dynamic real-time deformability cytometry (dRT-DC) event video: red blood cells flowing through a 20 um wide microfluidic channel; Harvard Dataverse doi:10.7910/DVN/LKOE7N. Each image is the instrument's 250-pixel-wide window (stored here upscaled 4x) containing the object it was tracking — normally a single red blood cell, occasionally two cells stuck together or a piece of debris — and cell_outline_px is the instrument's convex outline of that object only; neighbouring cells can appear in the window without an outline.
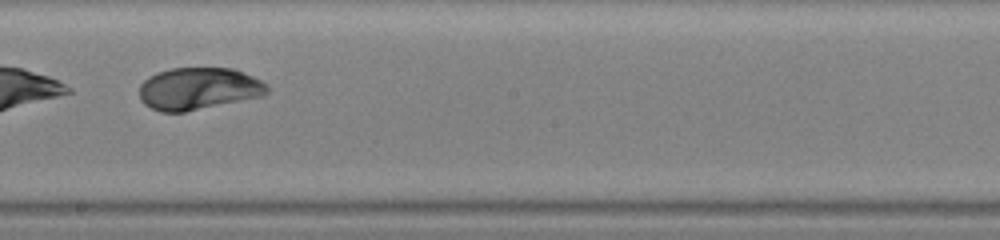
{"species": "human", "species_latin": "Homo sapiens", "temperature_condition": "warm", "stored_images_in_passage": 44, "segment_of_instrument_passage": [2, 2], "camera_frame_rate_fps": 3000, "um_per_image_px": 0.085, "donor": {"sex": "male"}, "frame": {"image": 1, "passage_image": 25, "time_ms": 8.0, "image_size_px": [1000, 240], "cell_outline_px": [[268, 92], [260, 96], [184, 112], [160, 112], [144, 104], [140, 100], [140, 84], [144, 80], [156, 72], [172, 68], [232, 68], [244, 72], [260, 80], [268, 88]], "centroid_in_image_um": [16.83, 7.53], "position_along_channel_um": 231.4, "area_um2": 31.15}}
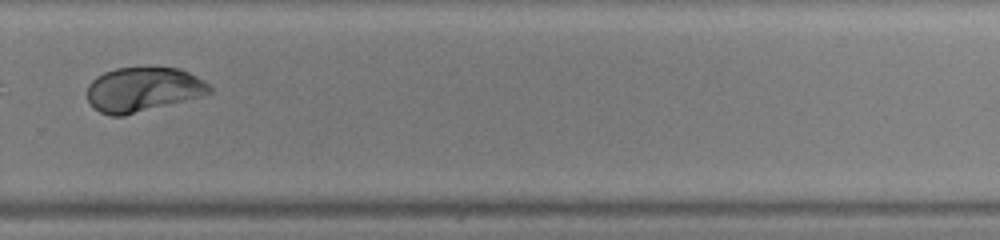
{"frame": {"image": 2, "passage_image": 31, "time_ms": 10.0, "image_size_px": [1000, 240], "cell_outline_px": [[212, 92], [200, 96], [124, 116], [112, 116], [100, 112], [88, 100], [88, 84], [96, 76], [104, 72], [116, 68], [144, 64], [180, 68], [204, 80], [212, 88]], "centroid_in_image_um": [12.16, 7.55], "position_along_channel_um": 317.6, "area_um2": 32.31}}